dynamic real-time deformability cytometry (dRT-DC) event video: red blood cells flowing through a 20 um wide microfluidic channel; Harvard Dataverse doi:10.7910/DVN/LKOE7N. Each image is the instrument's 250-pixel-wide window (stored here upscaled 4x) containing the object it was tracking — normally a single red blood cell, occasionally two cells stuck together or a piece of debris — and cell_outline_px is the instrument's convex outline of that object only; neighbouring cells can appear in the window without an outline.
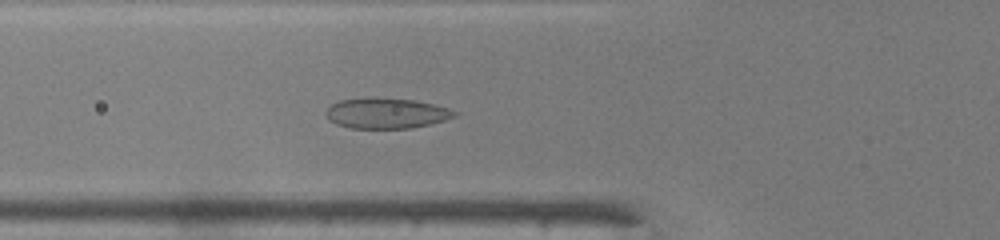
{"species": "common noctule bat (a hibernating species)", "species_latin": "Nyctalus noctula", "temperature_condition": "warm", "stored_images_in_passage": 44, "camera_frame_rate_fps": 3000, "um_per_image_px": 0.085, "animal": {"sex": "male", "body_mass_g": 19.0, "forearm_length_mm": 50.8}, "frame": {"image": 1, "passage_image": 14, "time_ms": 4.333, "image_size_px": [1000, 240], "cell_outline_px": [[460, 112], [456, 116], [444, 120], [412, 128], [348, 128], [336, 124], [328, 120], [324, 112], [332, 104], [340, 100], [416, 100], [448, 108]], "centroid_in_image_um": [32.85, 9.67], "position_along_channel_um": 93.0, "area_um2": 22.08}}
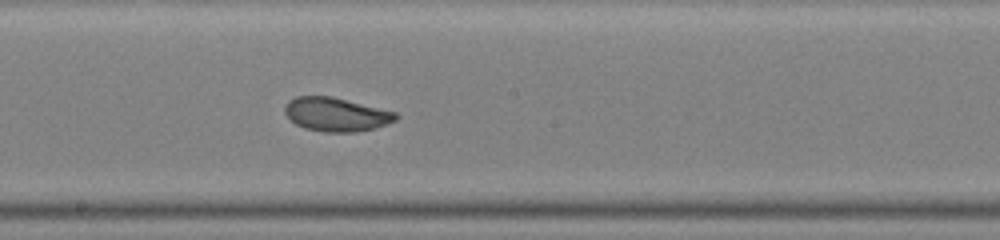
{"frame": {"image": 2, "passage_image": 23, "time_ms": 7.333, "image_size_px": [1000, 240], "cell_outline_px": [[400, 116], [396, 120], [372, 128], [356, 132], [324, 132], [304, 128], [296, 124], [284, 112], [284, 108], [288, 100], [296, 96], [332, 96], [396, 112]], "centroid_in_image_um": [28.55, 9.72], "position_along_channel_um": 219.6, "area_um2": 21.73}}
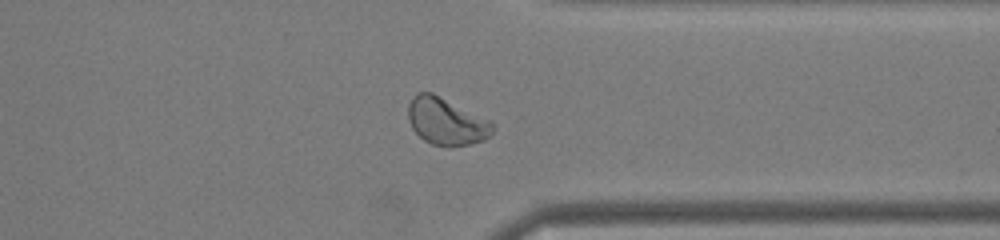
{"frame": {"image": 3, "passage_image": 34, "time_ms": 11.0, "image_size_px": [1000, 240], "cell_outline_px": [[492, 132], [484, 140], [468, 144], [448, 148], [432, 144], [424, 140], [412, 128], [408, 120], [408, 104], [412, 96], [416, 92], [432, 92], [492, 120]], "centroid_in_image_um": [37.92, 10.31], "position_along_channel_um": 373.5, "area_um2": 23.47}, "authors_computed_cell_mechanics": {"area_um2": 22.1663, "velocity_mm_per_s": 4.2257, "shape_relaxation_time_tau1_ms": 2.4699, "shape_relaxation_time_tau2_ms": 0.9296, "deformation_change_tau1": 0.0999, "deformation_change_tau2": 0.0504}}